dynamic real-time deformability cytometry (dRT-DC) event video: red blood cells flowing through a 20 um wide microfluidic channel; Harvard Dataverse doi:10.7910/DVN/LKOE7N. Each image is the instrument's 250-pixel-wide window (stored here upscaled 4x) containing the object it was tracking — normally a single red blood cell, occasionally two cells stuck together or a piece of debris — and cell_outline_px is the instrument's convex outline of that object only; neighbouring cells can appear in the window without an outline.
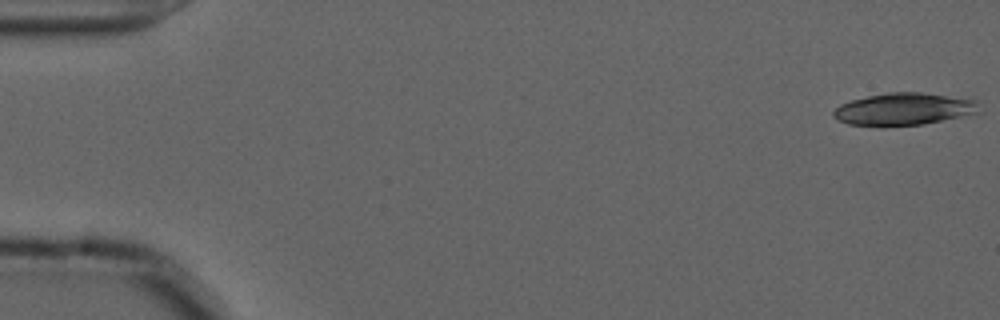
{"species": "common noctule bat (a hibernating species)", "species_latin": "Nyctalus noctula", "temperature_condition": "cold", "stored_images_in_passage": 55, "camera_frame_rate_fps": 3000, "um_per_image_px": 0.085, "animal": {"sex": "male", "forearm_length_mm": 52.5}, "frame": {"image": 1, "passage_image": 1, "time_ms": 0.0, "image_size_px": [1000, 320], "cell_outline_px": [[976, 112], [960, 116], [924, 124], [880, 128], [848, 124], [836, 120], [832, 116], [832, 112], [840, 104], [852, 100], [868, 96], [888, 92], [920, 92], [976, 100]], "centroid_in_image_um": [76.68, 9.3], "position_along_channel_um": 8.3, "area_um2": 27.46}}
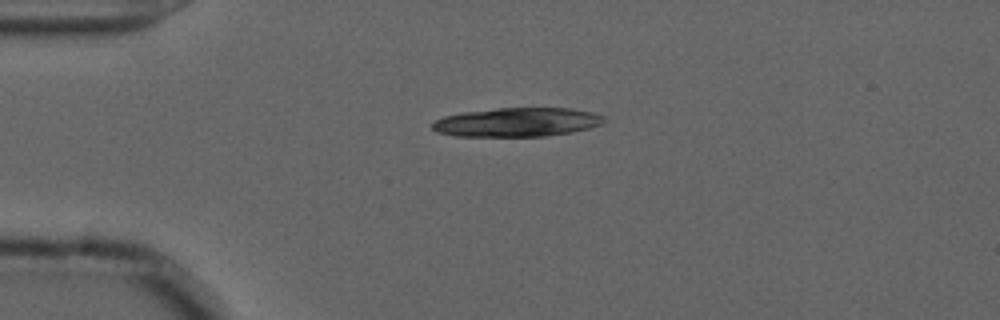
{"frame": {"image": 2, "passage_image": 13, "time_ms": 4.0, "image_size_px": [1000, 320], "cell_outline_px": [[608, 120], [604, 124], [572, 132], [544, 136], [456, 136], [436, 132], [432, 128], [432, 124], [436, 120], [444, 116], [460, 112], [496, 108], [572, 108], [592, 112], [604, 116]], "centroid_in_image_um": [43.98, 10.38], "position_along_channel_um": 41.0, "area_um2": 29.19}}